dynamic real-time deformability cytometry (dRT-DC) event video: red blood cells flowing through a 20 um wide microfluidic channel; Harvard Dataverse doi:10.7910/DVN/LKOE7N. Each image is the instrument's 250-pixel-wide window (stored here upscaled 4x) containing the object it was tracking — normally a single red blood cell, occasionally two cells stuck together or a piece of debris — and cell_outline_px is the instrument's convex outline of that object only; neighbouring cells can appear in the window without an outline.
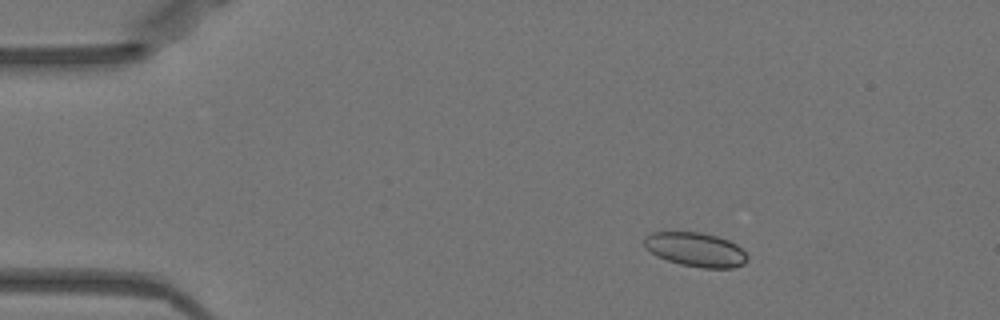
{"species": "Egyptian fruit bat (a non-hibernating species)", "species_latin": "Rousettus aegyptiacus", "temperature_condition": "warm", "stored_images_in_passage": 31, "camera_frame_rate_fps": 3000, "um_per_image_px": 0.085, "animal": {"sex": "female"}, "frame": {"image": 1, "passage_image": 1, "time_ms": 0.0, "image_size_px": [1000, 320], "cell_outline_px": [[748, 260], [744, 264], [732, 268], [704, 268], [680, 264], [656, 256], [644, 244], [644, 236], [652, 232], [700, 232], [716, 236], [728, 240], [736, 244], [748, 256]], "centroid_in_image_um": [59.14, 21.21], "position_along_channel_um": 25.9, "area_um2": 20.4}}
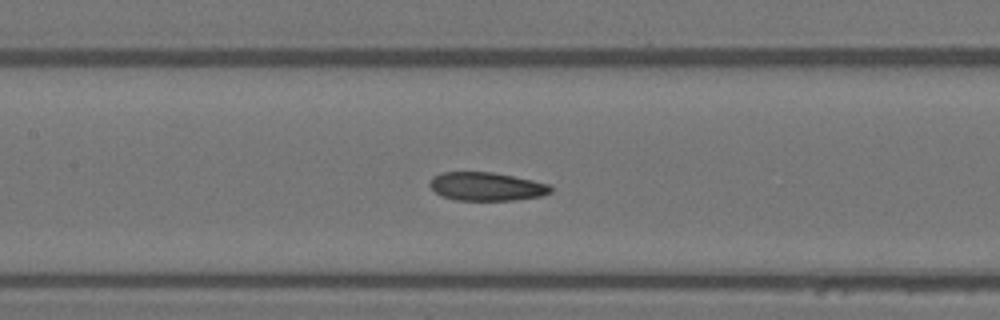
{"frame": {"image": 2, "passage_image": 17, "time_ms": 5.333, "image_size_px": [1000, 320], "cell_outline_px": [[552, 192], [540, 196], [512, 200], [456, 200], [440, 196], [428, 184], [432, 176], [440, 172], [492, 172], [532, 180], [548, 184], [552, 188]], "centroid_in_image_um": [41.3, 15.85], "position_along_channel_um": 166.1, "area_um2": 20.0}}
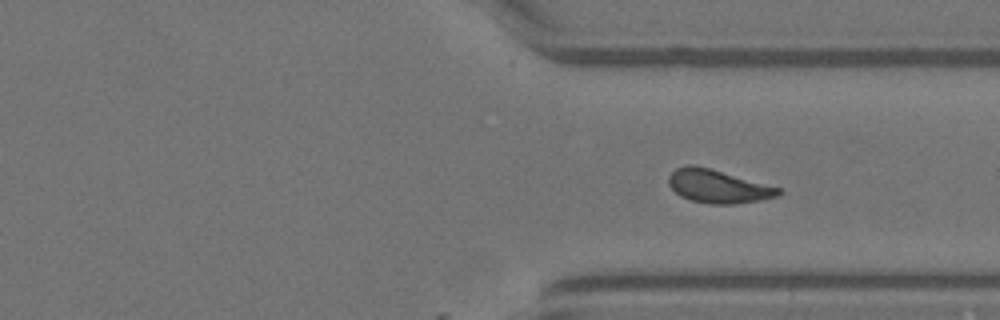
{"frame": {"image": 3, "passage_image": 31, "time_ms": 10.0, "image_size_px": [1000, 320], "cell_outline_px": [[784, 192], [776, 196], [760, 200], [736, 204], [708, 204], [692, 200], [680, 196], [668, 184], [668, 176], [676, 168], [688, 164], [692, 164], [708, 168], [784, 188]], "centroid_in_image_um": [61.06, 15.84], "position_along_channel_um": 350.3, "area_um2": 21.39}}